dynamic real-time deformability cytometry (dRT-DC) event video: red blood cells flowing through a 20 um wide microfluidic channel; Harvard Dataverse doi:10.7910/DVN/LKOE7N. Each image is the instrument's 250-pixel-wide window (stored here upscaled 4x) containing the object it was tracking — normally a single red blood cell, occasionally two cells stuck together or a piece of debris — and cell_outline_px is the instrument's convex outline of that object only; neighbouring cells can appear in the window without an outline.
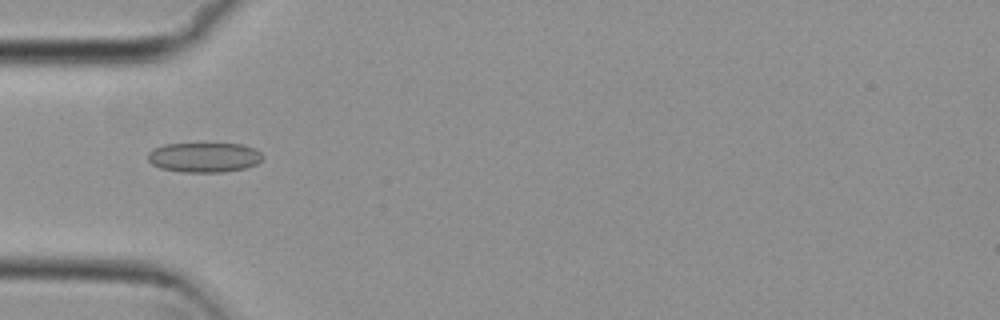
{"species": "common noctule bat (a hibernating species)", "species_latin": "Nyctalus noctula", "temperature_condition": "cold", "stored_images_in_passage": 48, "camera_frame_rate_fps": 3000, "um_per_image_px": 0.085, "animal": {"sex": "female", "body_mass_g": 29.2, "forearm_length_mm": 56.3}, "frame": {"image": 1, "passage_image": 11, "time_ms": 3.333, "image_size_px": [1000, 320], "cell_outline_px": [[264, 156], [256, 164], [244, 168], [224, 172], [184, 172], [160, 168], [152, 164], [148, 160], [148, 152], [152, 148], [164, 144], [244, 144], [256, 148]], "centroid_in_image_um": [17.35, 13.37], "position_along_channel_um": 67.7, "area_um2": 20.0}}
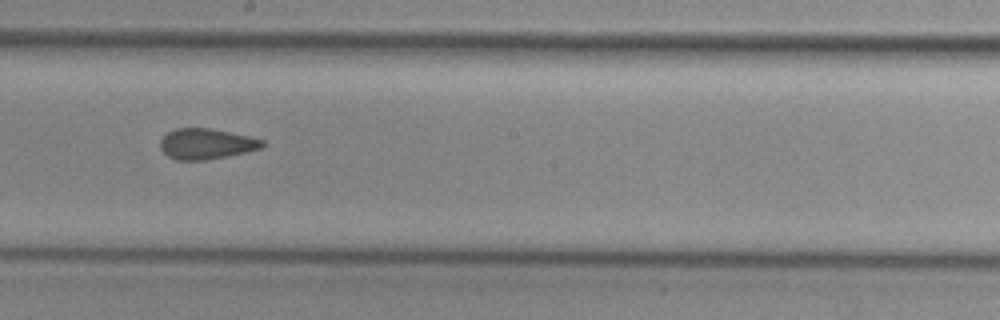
{"frame": {"image": 2, "passage_image": 24, "time_ms": 7.667, "image_size_px": [1000, 320], "cell_outline_px": [[268, 144], [264, 148], [228, 156], [204, 160], [176, 160], [168, 156], [160, 148], [160, 140], [168, 132], [176, 128], [208, 128], [248, 136], [264, 140]], "centroid_in_image_um": [17.57, 12.23], "position_along_channel_um": 230.6, "area_um2": 18.26}}
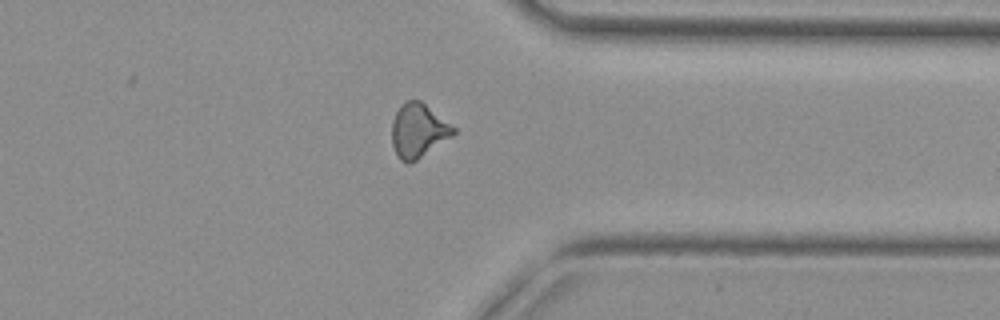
{"frame": {"image": 3, "passage_image": 36, "time_ms": 11.667, "image_size_px": [1000, 320], "cell_outline_px": [[456, 132], [452, 136], [416, 160], [408, 164], [400, 160], [396, 156], [392, 144], [392, 120], [400, 104], [408, 100], [420, 100], [456, 128]], "centroid_in_image_um": [35.53, 11.1], "position_along_channel_um": 375.9, "area_um2": 19.31}, "authors_computed_cell_mechanics": {"area_um2": 18.9295, "velocity_mm_per_s": 3.7552, "shape_relaxation_time_tau1_ms": null, "shape_relaxation_time_tau2_ms": 2.2244, "deformation_change_tau1": null, "deformation_change_tau2": 0.0818}}